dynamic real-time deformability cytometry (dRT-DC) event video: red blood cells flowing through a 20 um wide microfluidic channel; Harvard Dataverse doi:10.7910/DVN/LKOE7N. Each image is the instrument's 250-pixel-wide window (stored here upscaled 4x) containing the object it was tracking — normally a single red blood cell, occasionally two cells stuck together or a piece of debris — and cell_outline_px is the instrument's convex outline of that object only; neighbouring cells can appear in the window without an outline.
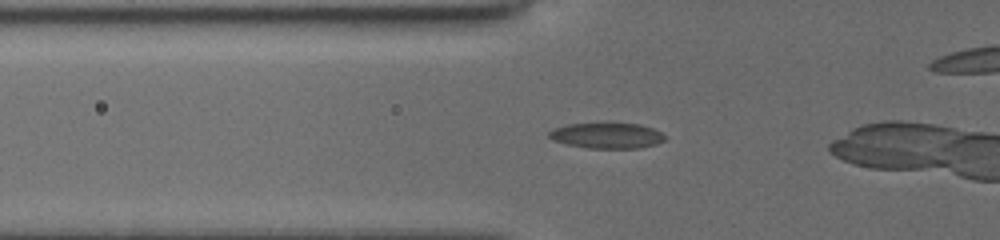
{"species": "common noctule bat (a hibernating species)", "species_latin": "Nyctalus noctula", "temperature_condition": "cold", "stored_images_in_passage": 16, "camera_frame_rate_fps": 3000, "um_per_image_px": 0.085, "animal": {"sex": "female", "body_mass_g": 19.5, "forearm_length_mm": 54.1}, "frame": {"image": 1, "passage_image": 7, "time_ms": 2.0, "image_size_px": [1000, 240], "cell_outline_px": [[664, 140], [656, 144], [640, 148], [588, 148], [568, 144], [552, 140], [548, 136], [548, 132], [556, 128], [568, 124], [608, 120], [640, 124], [652, 128], [660, 132], [664, 136]], "centroid_in_image_um": [51.58, 11.47], "position_along_channel_um": 74.2, "area_um2": 17.98}}
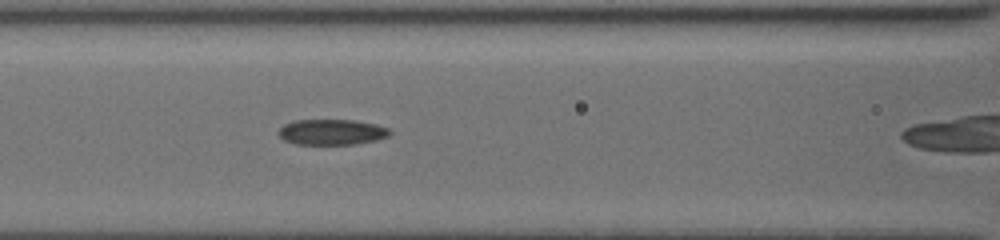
{"frame": {"image": 2, "passage_image": 12, "time_ms": 3.667, "image_size_px": [1000, 240], "cell_outline_px": [[392, 132], [388, 136], [376, 140], [356, 144], [296, 144], [284, 140], [276, 132], [284, 124], [292, 120], [356, 120], [376, 124], [388, 128]], "centroid_in_image_um": [28.19, 11.22], "position_along_channel_um": 138.4, "area_um2": 16.7}}